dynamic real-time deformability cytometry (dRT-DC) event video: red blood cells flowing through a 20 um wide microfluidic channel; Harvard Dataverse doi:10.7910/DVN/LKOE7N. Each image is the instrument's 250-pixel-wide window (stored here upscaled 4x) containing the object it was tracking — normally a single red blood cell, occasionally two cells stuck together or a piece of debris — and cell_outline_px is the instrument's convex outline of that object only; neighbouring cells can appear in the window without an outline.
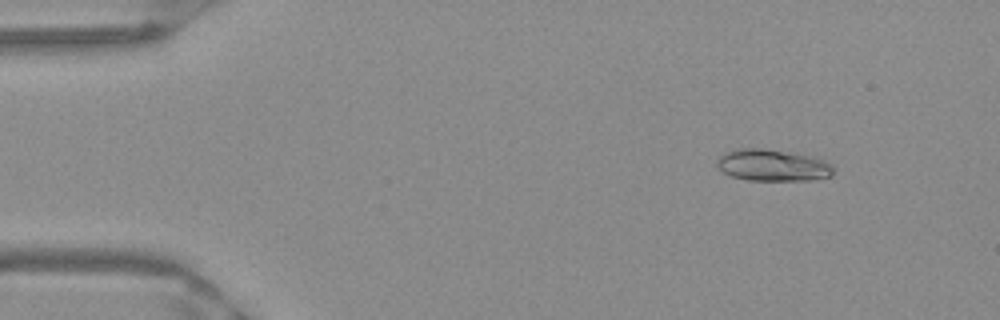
{"species": "Egyptian fruit bat (a non-hibernating species)", "species_latin": "Rousettus aegyptiacus", "temperature_condition": "warm", "stored_images_in_passage": 51, "camera_frame_rate_fps": 3000, "um_per_image_px": 0.085, "frame": {"image": 1, "passage_image": 6, "time_ms": 1.667, "image_size_px": [1000, 320], "cell_outline_px": [[832, 176], [812, 180], [748, 180], [732, 176], [720, 172], [716, 164], [716, 160], [724, 152], [736, 148], [764, 148], [820, 156], [832, 164]], "centroid_in_image_um": [65.69, 14.02], "position_along_channel_um": 19.3, "area_um2": 22.14}}
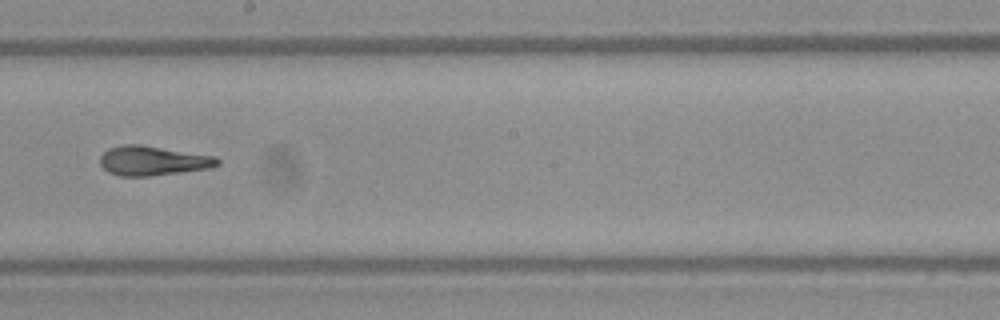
{"frame": {"image": 2, "passage_image": 29, "time_ms": 9.333, "image_size_px": [1000, 320], "cell_outline_px": [[220, 164], [212, 168], [148, 176], [120, 176], [108, 172], [100, 164], [100, 156], [108, 148], [124, 144], [140, 144], [216, 156], [220, 160]], "centroid_in_image_um": [13.0, 13.65], "position_along_channel_um": 235.2, "area_um2": 20.29}}
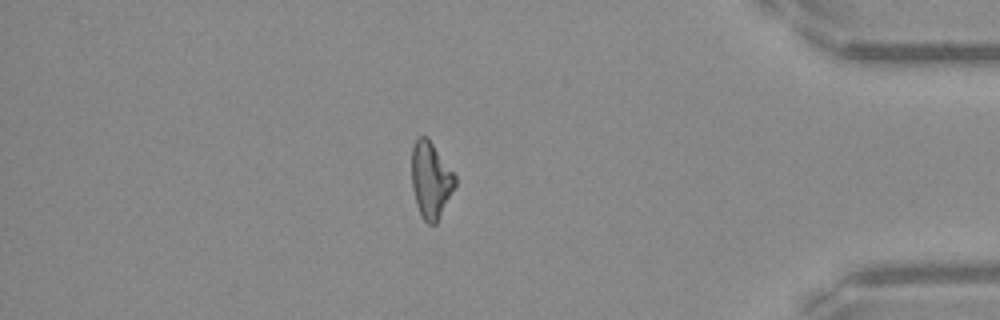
{"frame": {"image": 3, "passage_image": 44, "time_ms": 14.333, "image_size_px": [1000, 320], "cell_outline_px": [[456, 184], [436, 224], [428, 224], [424, 220], [416, 204], [412, 188], [412, 148], [416, 140], [420, 136], [428, 136], [456, 176]], "centroid_in_image_um": [36.61, 15.28], "position_along_channel_um": 398.6, "area_um2": 19.19}, "authors_computed_cell_mechanics": {"area_um2": 19.9988, "velocity_mm_per_s": 3.9862, "shape_relaxation_time_tau1_ms": null, "shape_relaxation_time_tau2_ms": 2.1151, "deformation_change_tau1": null, "deformation_change_tau2": 0.0868}}